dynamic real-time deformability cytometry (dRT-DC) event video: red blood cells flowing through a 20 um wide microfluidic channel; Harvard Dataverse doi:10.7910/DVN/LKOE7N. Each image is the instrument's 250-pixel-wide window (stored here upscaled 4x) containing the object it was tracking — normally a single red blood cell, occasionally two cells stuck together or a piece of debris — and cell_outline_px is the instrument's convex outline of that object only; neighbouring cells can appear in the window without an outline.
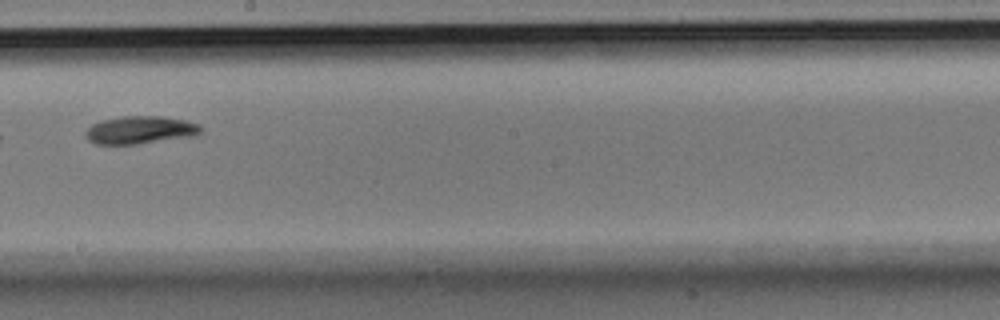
{"species": "Egyptian fruit bat (a non-hibernating species)", "species_latin": "Rousettus aegyptiacus", "temperature_condition": "room temperature", "stored_images_in_passage": 6, "camera_frame_rate_fps": 3000, "um_per_image_px": 0.085, "animal": {"sex": "male"}, "frame": {"image": 1, "passage_image": 6, "time_ms": 1.667, "image_size_px": [1000, 320], "cell_outline_px": [[204, 132], [196, 136], [136, 144], [96, 144], [88, 140], [84, 136], [84, 132], [92, 124], [100, 120], [124, 116], [160, 116], [184, 120], [200, 124], [204, 128]], "centroid_in_image_um": [11.95, 11.05], "position_along_channel_um": 236.3, "area_um2": 18.96}}